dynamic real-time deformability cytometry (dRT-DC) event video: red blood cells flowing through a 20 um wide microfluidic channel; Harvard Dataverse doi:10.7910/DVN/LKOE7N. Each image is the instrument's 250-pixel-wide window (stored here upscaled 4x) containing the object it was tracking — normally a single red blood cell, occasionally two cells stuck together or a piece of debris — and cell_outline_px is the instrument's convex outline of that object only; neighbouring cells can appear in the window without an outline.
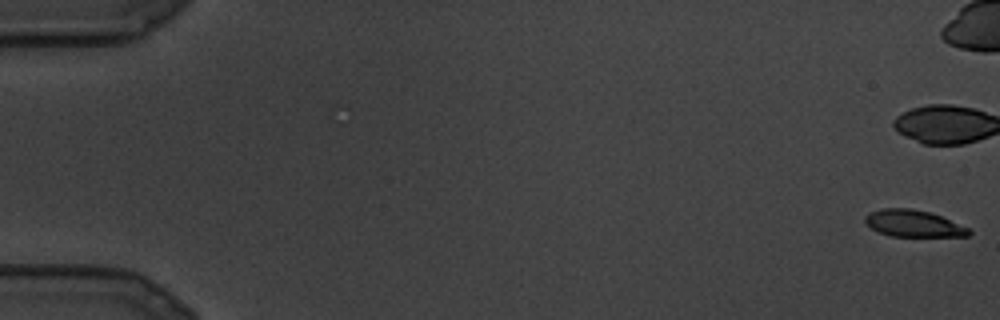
{"species": "common noctule bat (a hibernating species)", "species_latin": "Nyctalus noctula", "temperature_condition": "cold", "stored_images_in_passage": 24, "camera_frame_rate_fps": 3000, "um_per_image_px": 0.085, "animal": {"sex": "male", "body_mass_g": 19.5, "forearm_length_mm": 54.6}, "frame": {"image": 1, "passage_image": 1, "time_ms": 0.0, "image_size_px": [1000, 320], "cell_outline_px": [[972, 232], [968, 236], [892, 236], [880, 232], [872, 228], [864, 220], [864, 216], [868, 212], [884, 208], [912, 208], [928, 212], [940, 216], [968, 228]], "centroid_in_image_um": [77.61, 18.99], "position_along_channel_um": 7.4, "area_um2": 15.95}}